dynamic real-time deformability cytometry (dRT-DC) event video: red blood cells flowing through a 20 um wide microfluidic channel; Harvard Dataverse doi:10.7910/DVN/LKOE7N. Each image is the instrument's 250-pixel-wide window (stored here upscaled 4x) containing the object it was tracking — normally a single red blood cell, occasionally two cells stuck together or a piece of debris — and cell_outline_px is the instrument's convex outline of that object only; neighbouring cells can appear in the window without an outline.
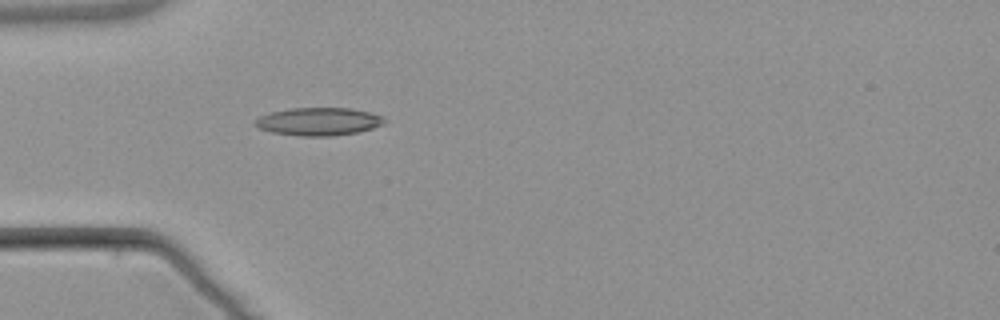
{"species": "common noctule bat (a hibernating species)", "species_latin": "Nyctalus noctula", "temperature_condition": "warm", "stored_images_in_passage": 1, "camera_frame_rate_fps": 3000, "um_per_image_px": 0.085, "animal": {"sex": "male", "body_mass_g": 21.5, "forearm_length_mm": 52.0}, "frame": {"image": 1, "passage_image": 1, "time_ms": 0.0, "image_size_px": [1000, 320], "cell_outline_px": [[388, 120], [384, 124], [360, 132], [332, 136], [300, 136], [272, 132], [260, 128], [252, 124], [260, 116], [272, 112], [292, 108], [352, 108], [372, 112], [384, 116]], "centroid_in_image_um": [27.16, 10.33], "position_along_channel_um": 57.8, "area_um2": 21.21}}